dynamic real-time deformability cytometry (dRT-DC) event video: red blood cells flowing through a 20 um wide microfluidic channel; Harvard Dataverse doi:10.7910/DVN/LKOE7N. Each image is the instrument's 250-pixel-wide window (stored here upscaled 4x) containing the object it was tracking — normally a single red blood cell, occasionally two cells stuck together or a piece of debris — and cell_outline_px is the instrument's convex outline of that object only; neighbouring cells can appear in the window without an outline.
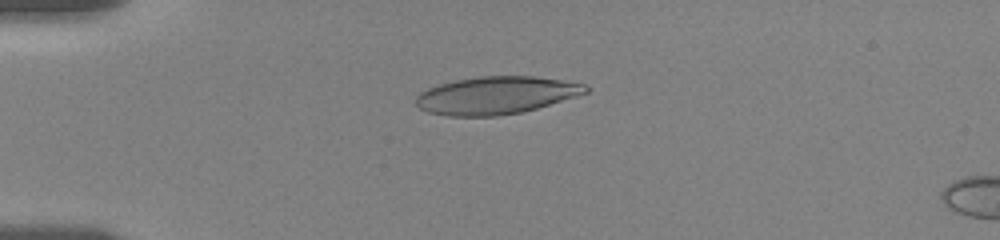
{"species": "human", "species_latin": "Homo sapiens", "temperature_condition": "room temperature", "stored_images_in_passage": 69, "camera_frame_rate_fps": 3000, "um_per_image_px": 0.085, "donor": {"sex": "female"}, "frame": {"image": 1, "passage_image": 16, "time_ms": 4.333, "image_size_px": [1000, 240], "cell_outline_px": [[588, 92], [576, 96], [536, 108], [520, 112], [496, 116], [448, 116], [428, 112], [420, 108], [416, 104], [416, 96], [420, 92], [428, 88], [440, 84], [456, 80], [480, 76], [532, 76], [560, 80], [584, 84], [588, 88]], "centroid_in_image_um": [42.13, 8.1], "position_along_channel_um": 42.9, "area_um2": 36.82}}
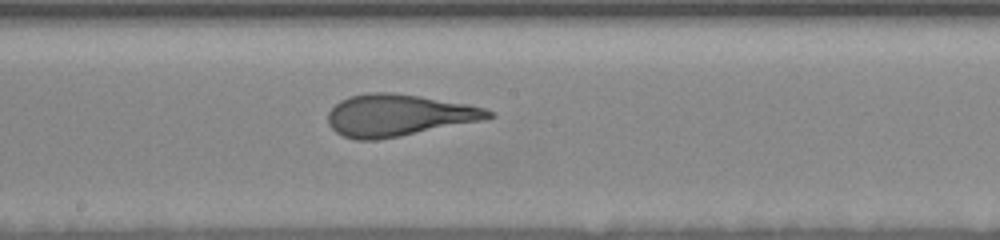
{"frame": {"image": 2, "passage_image": 51, "time_ms": 10.0, "image_size_px": [1000, 240], "cell_outline_px": [[496, 116], [484, 120], [400, 136], [376, 140], [356, 140], [344, 136], [336, 132], [328, 124], [328, 112], [340, 100], [348, 96], [368, 92], [392, 92], [420, 96], [468, 104], [484, 108], [496, 112]], "centroid_in_image_um": [33.88, 9.79], "position_along_channel_um": 214.3, "area_um2": 39.3}}
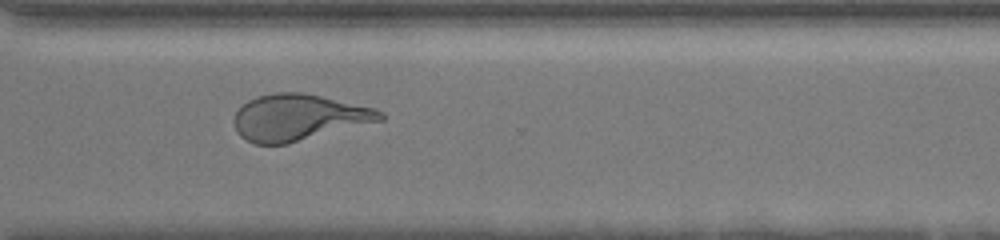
{"frame": {"image": 3, "passage_image": 68, "time_ms": 13.667, "image_size_px": [1000, 240], "cell_outline_px": [[384, 120], [288, 144], [256, 144], [240, 136], [236, 132], [232, 120], [236, 112], [248, 100], [256, 96], [276, 92], [304, 92], [376, 108], [384, 112]], "centroid_in_image_um": [25.39, 9.98], "position_along_channel_um": 345.2, "area_um2": 39.77}}